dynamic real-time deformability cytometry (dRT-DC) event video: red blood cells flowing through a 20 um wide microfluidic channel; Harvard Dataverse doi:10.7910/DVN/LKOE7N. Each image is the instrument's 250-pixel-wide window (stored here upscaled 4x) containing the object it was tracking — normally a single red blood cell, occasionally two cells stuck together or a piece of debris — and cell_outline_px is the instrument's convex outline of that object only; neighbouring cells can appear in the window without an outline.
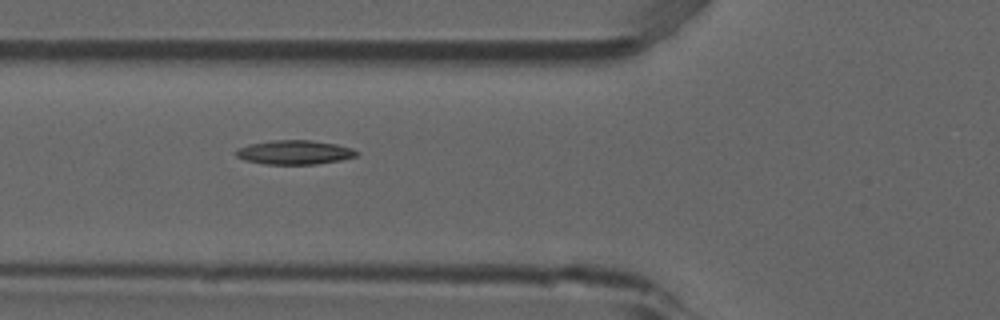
{"species": "common noctule bat (a hibernating species)", "species_latin": "Nyctalus noctula", "temperature_condition": "room temperature", "stored_images_in_passage": 8, "camera_frame_rate_fps": 3000, "um_per_image_px": 0.085, "animal": {"sex": "male", "forearm_length_mm": 52.5}, "frame": {"image": 1, "passage_image": 3, "time_ms": 0.667, "image_size_px": [1000, 320], "cell_outline_px": [[360, 152], [356, 156], [340, 160], [316, 164], [264, 164], [244, 160], [236, 156], [236, 152], [240, 148], [248, 144], [272, 140], [312, 140], [336, 144], [352, 148]], "centroid_in_image_um": [25.05, 12.94], "position_along_channel_um": 100.8, "area_um2": 16.94}}
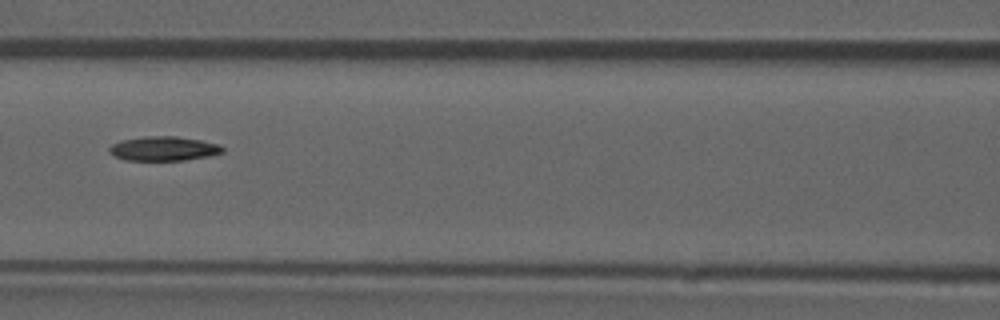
{"frame": {"image": 2, "passage_image": 4, "time_ms": 1.0, "image_size_px": [1000, 320], "cell_outline_px": [[224, 152], [208, 156], [184, 160], [124, 160], [108, 152], [108, 148], [112, 144], [120, 140], [144, 136], [176, 136], [200, 140], [220, 144], [224, 148]], "centroid_in_image_um": [13.9, 12.62], "position_along_channel_um": 152.7, "area_um2": 16.13}}